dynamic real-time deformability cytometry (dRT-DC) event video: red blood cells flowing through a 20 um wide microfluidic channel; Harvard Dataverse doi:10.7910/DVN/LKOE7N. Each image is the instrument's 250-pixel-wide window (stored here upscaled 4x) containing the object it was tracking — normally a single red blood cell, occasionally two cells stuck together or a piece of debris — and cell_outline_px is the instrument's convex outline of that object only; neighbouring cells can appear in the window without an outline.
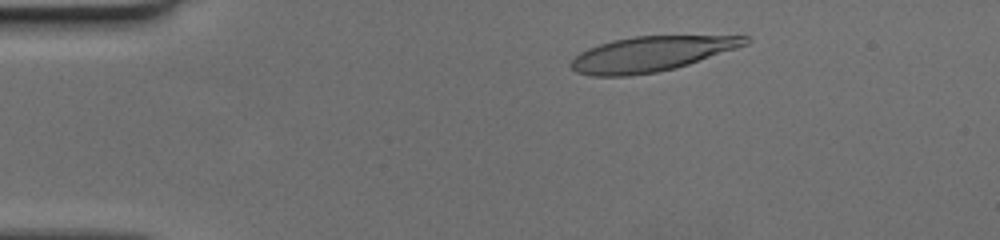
{"species": "human", "species_latin": "Homo sapiens", "temperature_condition": "cold", "stored_images_in_passage": 50, "camera_frame_rate_fps": 3000, "um_per_image_px": 0.085, "donor": {"sex": "female"}, "frame": {"image": 1, "passage_image": 7, "time_ms": 2.0, "image_size_px": [1000, 240], "cell_outline_px": [[752, 40], [748, 44], [676, 68], [656, 72], [628, 76], [592, 76], [576, 72], [568, 64], [580, 52], [588, 48], [612, 40], [636, 36], [748, 36]], "centroid_in_image_um": [55.32, 4.59], "position_along_channel_um": 29.7, "area_um2": 35.32}}
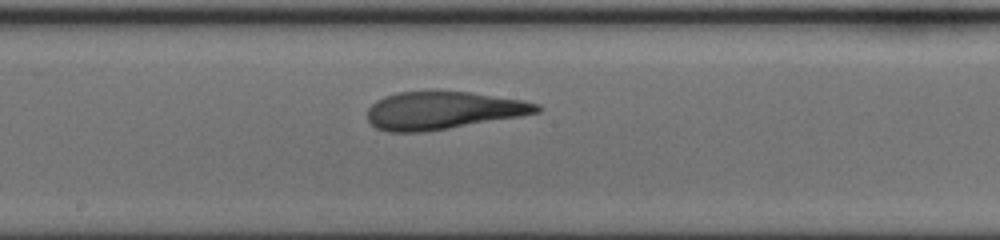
{"frame": {"image": 2, "passage_image": 26, "time_ms": 8.333, "image_size_px": [1000, 240], "cell_outline_px": [[540, 112], [520, 116], [424, 132], [388, 132], [376, 128], [368, 120], [368, 108], [376, 100], [384, 96], [400, 92], [472, 92], [524, 100], [540, 104]], "centroid_in_image_um": [37.65, 9.39], "position_along_channel_um": 210.5, "area_um2": 36.99}}
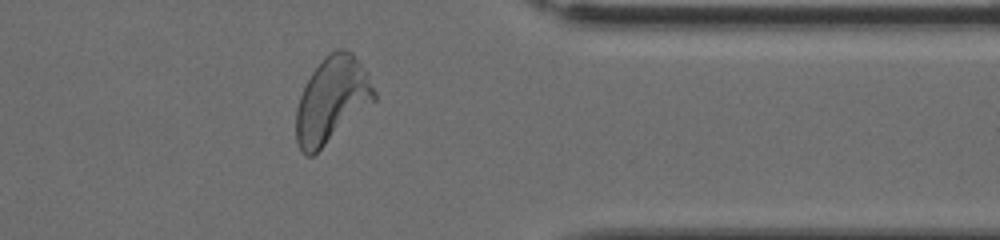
{"frame": {"image": 3, "passage_image": 40, "time_ms": 13.0, "image_size_px": [1000, 240], "cell_outline_px": [[376, 100], [312, 156], [304, 156], [296, 140], [296, 108], [300, 96], [312, 72], [324, 56], [336, 48], [344, 48], [352, 52], [360, 60], [376, 92]], "centroid_in_image_um": [28.21, 8.47], "position_along_channel_um": 383.2, "area_um2": 38.78}}